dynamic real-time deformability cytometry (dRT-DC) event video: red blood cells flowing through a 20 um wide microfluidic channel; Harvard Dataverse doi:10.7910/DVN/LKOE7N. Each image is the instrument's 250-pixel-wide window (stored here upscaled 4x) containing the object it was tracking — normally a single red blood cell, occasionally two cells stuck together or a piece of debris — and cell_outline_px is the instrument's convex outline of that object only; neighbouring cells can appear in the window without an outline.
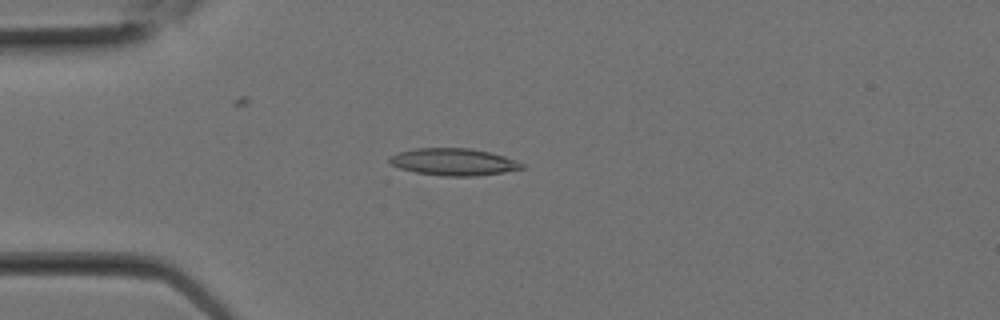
{"species": "Egyptian fruit bat (a non-hibernating species)", "species_latin": "Rousettus aegyptiacus", "temperature_condition": "room temperature", "stored_images_in_passage": 11, "camera_frame_rate_fps": 3000, "um_per_image_px": 0.085, "animal": {"sex": "female"}, "frame": {"image": 1, "passage_image": 7, "time_ms": 2.0, "image_size_px": [1000, 320], "cell_outline_px": [[528, 168], [504, 172], [476, 176], [444, 176], [416, 172], [400, 168], [392, 164], [388, 160], [388, 156], [400, 152], [416, 148], [468, 148], [492, 152], [516, 160], [524, 164]], "centroid_in_image_um": [38.61, 13.76], "position_along_channel_um": 46.4, "area_um2": 20.98}}
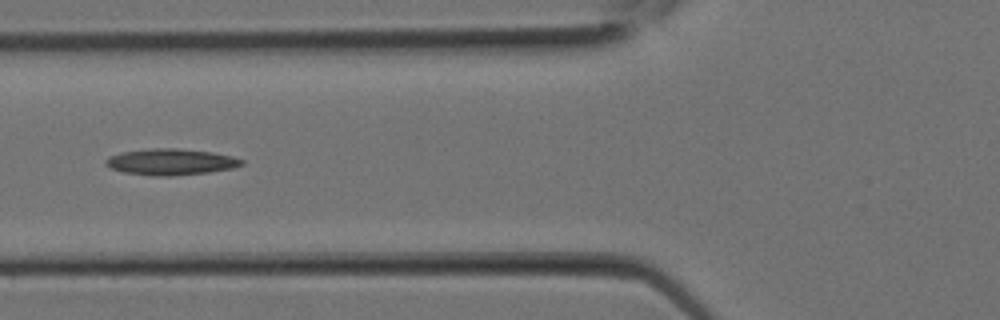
{"frame": {"image": 2, "passage_image": 10, "time_ms": 3.0, "image_size_px": [1000, 320], "cell_outline_px": [[244, 164], [232, 168], [208, 172], [172, 176], [156, 176], [124, 172], [112, 168], [104, 164], [104, 160], [108, 156], [124, 152], [152, 148], [176, 148], [212, 152], [232, 156], [244, 160]], "centroid_in_image_um": [14.52, 13.76], "position_along_channel_um": 111.3, "area_um2": 20.69}}